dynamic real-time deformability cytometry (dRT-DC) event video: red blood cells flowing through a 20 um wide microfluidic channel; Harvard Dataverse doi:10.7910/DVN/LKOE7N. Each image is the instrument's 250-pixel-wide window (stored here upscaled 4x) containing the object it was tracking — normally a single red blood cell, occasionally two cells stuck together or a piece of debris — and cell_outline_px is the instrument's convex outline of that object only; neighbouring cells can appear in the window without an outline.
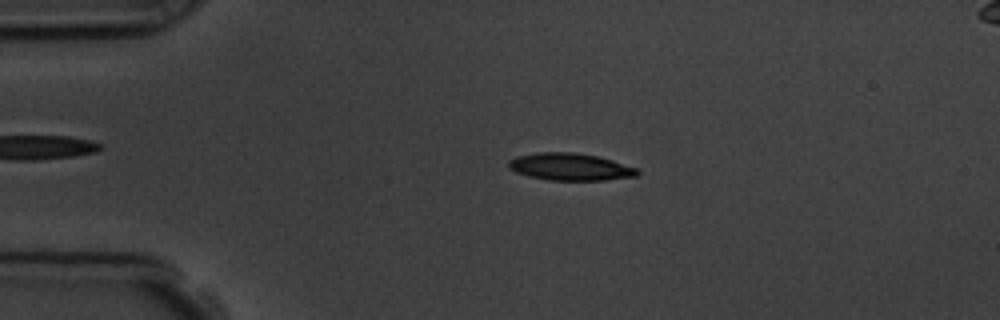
{"species": "common noctule bat (a hibernating species)", "species_latin": "Nyctalus noctula", "temperature_condition": "room temperature", "stored_images_in_passage": 5, "segment_of_instrument_passage": [1, 2], "camera_frame_rate_fps": 3000, "um_per_image_px": 0.085, "animal": {"sex": "male", "body_mass_g": 19.5, "forearm_length_mm": 54.6}, "frame": {"image": 1, "passage_image": 3, "time_ms": 3.333, "image_size_px": [1000, 320], "cell_outline_px": [[640, 172], [636, 176], [604, 180], [548, 180], [528, 176], [516, 172], [508, 168], [508, 160], [516, 156], [540, 152], [572, 152], [596, 156], [612, 160], [636, 168]], "centroid_in_image_um": [48.42, 14.18], "position_along_channel_um": 36.6, "area_um2": 20.35}}